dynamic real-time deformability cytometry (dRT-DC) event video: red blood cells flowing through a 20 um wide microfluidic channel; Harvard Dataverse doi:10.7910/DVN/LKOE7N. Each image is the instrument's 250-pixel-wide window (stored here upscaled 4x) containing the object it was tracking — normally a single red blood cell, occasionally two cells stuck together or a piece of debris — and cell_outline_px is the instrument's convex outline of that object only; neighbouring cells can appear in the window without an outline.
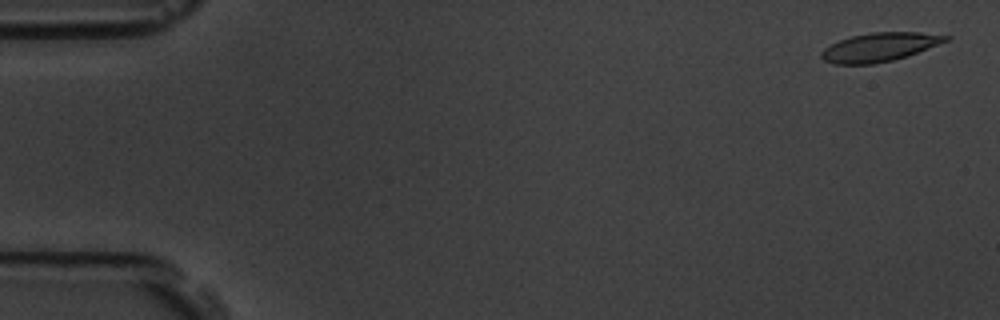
{"species": "common noctule bat (a hibernating species)", "species_latin": "Nyctalus noctula", "temperature_condition": "room temperature", "stored_images_in_passage": 5, "camera_frame_rate_fps": 3000, "um_per_image_px": 0.085, "animal": {"sex": "male", "body_mass_g": 19.5, "forearm_length_mm": 54.6}, "frame": {"image": 1, "passage_image": 1, "time_ms": 0.0, "image_size_px": [1000, 320], "cell_outline_px": [[952, 36], [948, 40], [916, 52], [892, 60], [872, 64], [836, 64], [824, 60], [820, 56], [820, 52], [824, 48], [840, 40], [852, 36], [872, 32], [920, 32]], "centroid_in_image_um": [74.73, 4.0], "position_along_channel_um": 10.3, "area_um2": 20.4}}
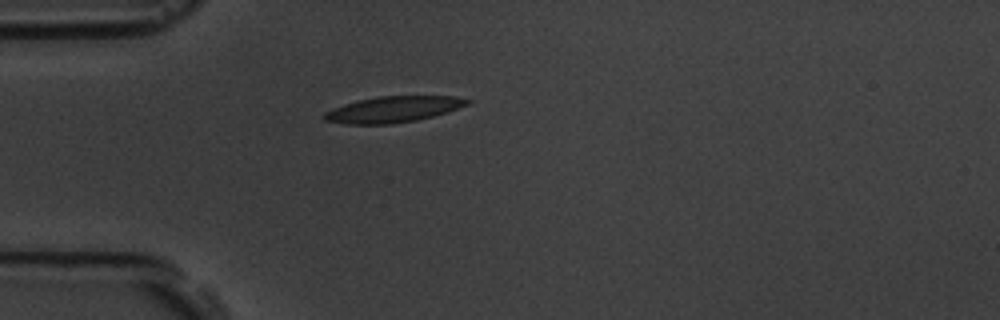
{"frame": {"image": 2, "passage_image": 5, "time_ms": 4.667, "image_size_px": [1000, 320], "cell_outline_px": [[472, 100], [468, 104], [448, 112], [416, 120], [392, 124], [348, 124], [324, 120], [324, 112], [344, 104], [360, 100], [380, 96], [452, 96]], "centroid_in_image_um": [33.43, 9.3], "position_along_channel_um": 51.6, "area_um2": 21.44}}